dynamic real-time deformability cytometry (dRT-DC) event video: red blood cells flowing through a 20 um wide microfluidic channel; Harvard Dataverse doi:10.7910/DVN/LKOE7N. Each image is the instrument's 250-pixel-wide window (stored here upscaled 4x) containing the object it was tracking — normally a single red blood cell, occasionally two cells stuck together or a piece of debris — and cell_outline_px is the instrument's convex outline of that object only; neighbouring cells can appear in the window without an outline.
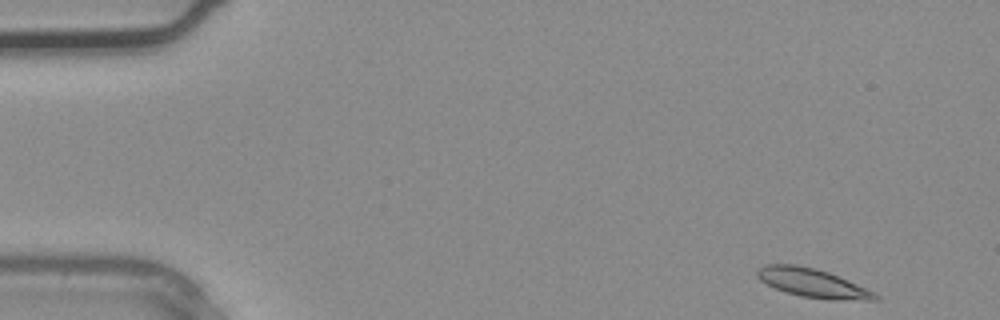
{"species": "common noctule bat (a hibernating species)", "species_latin": "Nyctalus noctula", "temperature_condition": "warm", "stored_images_in_passage": 9, "camera_frame_rate_fps": 3000, "um_per_image_px": 0.085, "animal": {"sex": "male", "body_mass_g": 20.4}, "frame": {"image": 1, "passage_image": 1, "time_ms": 0.0, "image_size_px": [1000, 320], "cell_outline_px": [[880, 300], [832, 300], [800, 296], [776, 288], [760, 280], [756, 276], [756, 268], [764, 264], [796, 264], [816, 268], [828, 272], [856, 284], [880, 296]], "centroid_in_image_um": [69.03, 24.04], "position_along_channel_um": 16.0, "area_um2": 19.65}}
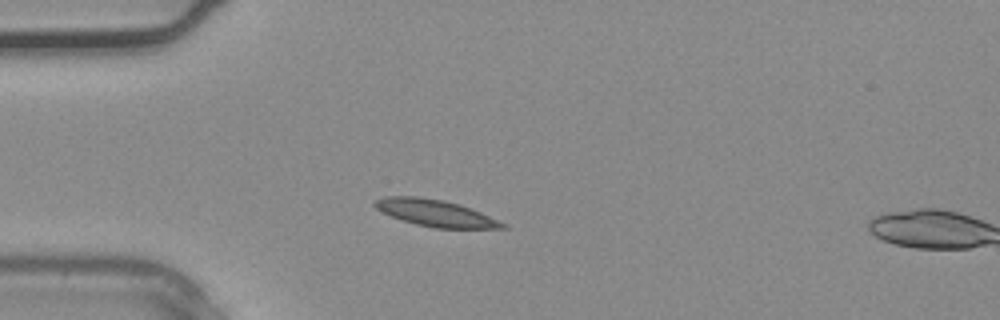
{"frame": {"image": 2, "passage_image": 8, "time_ms": 2.333, "image_size_px": [1000, 320], "cell_outline_px": [[508, 228], [436, 228], [416, 224], [392, 216], [376, 208], [372, 204], [376, 200], [384, 196], [416, 196], [444, 200], [460, 204], [480, 212], [508, 224]], "centroid_in_image_um": [37.04, 18.1], "position_along_channel_um": 48.0, "area_um2": 19.71}}